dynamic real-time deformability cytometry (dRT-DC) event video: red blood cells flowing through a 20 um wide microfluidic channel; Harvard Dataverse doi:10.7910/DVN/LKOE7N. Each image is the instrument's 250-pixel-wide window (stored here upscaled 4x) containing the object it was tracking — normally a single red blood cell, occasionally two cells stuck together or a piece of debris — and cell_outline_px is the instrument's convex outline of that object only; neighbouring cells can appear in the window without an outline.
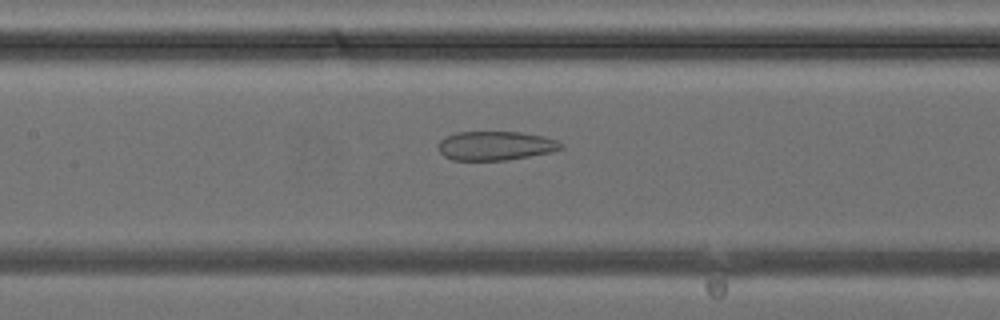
{"species": "common noctule bat (a hibernating species)", "species_latin": "Nyctalus noctula", "temperature_condition": "cold", "stored_images_in_passage": 41, "camera_frame_rate_fps": 3000, "um_per_image_px": 0.085, "animal": {"sex": "female", "body_mass_g": 24.6, "forearm_length_mm": 56.2}, "frame": {"image": 1, "passage_image": 19, "time_ms": 6.0, "image_size_px": [1000, 320], "cell_outline_px": [[564, 148], [552, 152], [508, 160], [452, 160], [444, 156], [436, 148], [436, 144], [440, 140], [456, 132], [520, 132], [544, 136], [556, 140], [564, 144]], "centroid_in_image_um": [42.12, 12.39], "position_along_channel_um": 165.3, "area_um2": 20.98}}
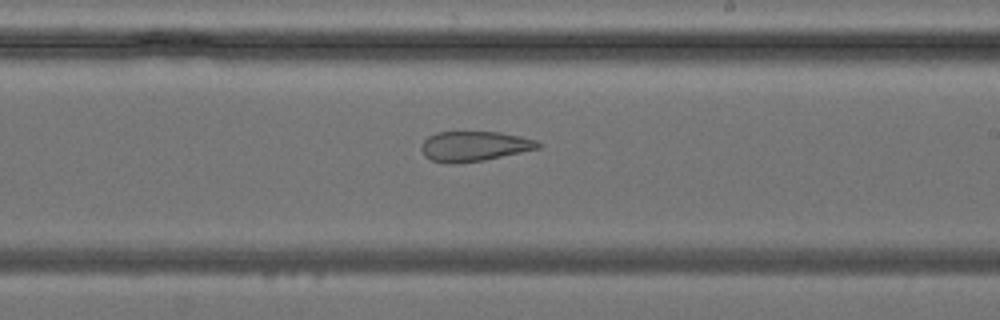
{"frame": {"image": 2, "passage_image": 24, "time_ms": 7.667, "image_size_px": [1000, 320], "cell_outline_px": [[544, 144], [540, 148], [484, 160], [456, 164], [452, 164], [432, 160], [424, 156], [420, 148], [424, 140], [428, 136], [436, 132], [500, 132], [520, 136], [536, 140]], "centroid_in_image_um": [40.31, 12.43], "position_along_channel_um": 248.7, "area_um2": 20.52}}
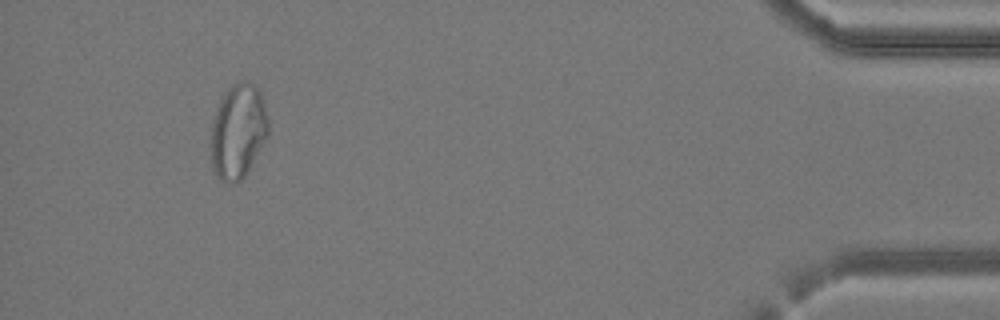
{"frame": {"image": 3, "passage_image": 38, "time_ms": 12.333, "image_size_px": [1000, 320], "cell_outline_px": [[268, 136], [244, 176], [240, 180], [220, 180], [216, 176], [212, 168], [212, 120], [220, 96], [228, 88], [240, 80], [252, 80], [256, 84], [260, 92], [268, 116]], "centroid_in_image_um": [20.24, 11.07], "position_along_channel_um": 415.0, "area_um2": 31.62}}